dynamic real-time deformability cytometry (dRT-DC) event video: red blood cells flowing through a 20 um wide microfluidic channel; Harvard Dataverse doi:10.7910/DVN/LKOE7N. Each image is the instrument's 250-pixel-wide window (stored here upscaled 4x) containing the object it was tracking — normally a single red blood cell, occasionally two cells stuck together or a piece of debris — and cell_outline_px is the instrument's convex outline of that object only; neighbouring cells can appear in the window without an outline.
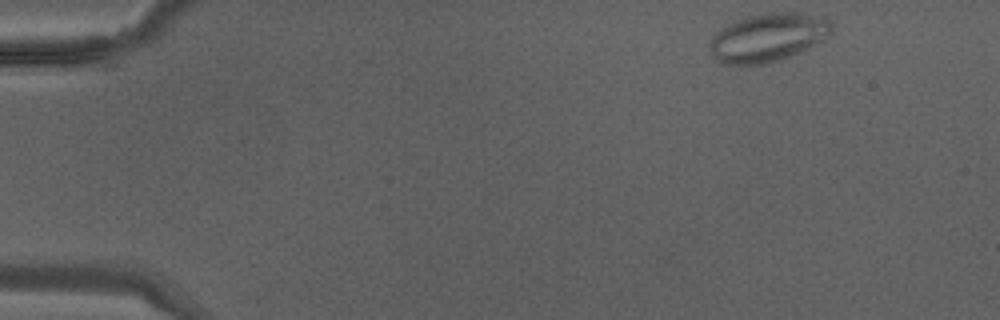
{"species": "Egyptian fruit bat (a non-hibernating species)", "species_latin": "Rousettus aegyptiacus", "temperature_condition": "warm", "stored_images_in_passage": 37, "camera_frame_rate_fps": 3000, "um_per_image_px": 0.085, "animal": {"sex": "male"}, "frame": {"image": 1, "passage_image": 1, "time_ms": 0.0, "image_size_px": [1000, 320], "cell_outline_px": [[832, 32], [816, 44], [800, 52], [768, 64], [720, 64], [716, 60], [708, 48], [712, 40], [728, 24], [744, 16], [768, 12], [792, 12], [824, 16], [832, 24]], "centroid_in_image_um": [65.3, 3.18], "position_along_channel_um": 19.7, "area_um2": 34.28}}